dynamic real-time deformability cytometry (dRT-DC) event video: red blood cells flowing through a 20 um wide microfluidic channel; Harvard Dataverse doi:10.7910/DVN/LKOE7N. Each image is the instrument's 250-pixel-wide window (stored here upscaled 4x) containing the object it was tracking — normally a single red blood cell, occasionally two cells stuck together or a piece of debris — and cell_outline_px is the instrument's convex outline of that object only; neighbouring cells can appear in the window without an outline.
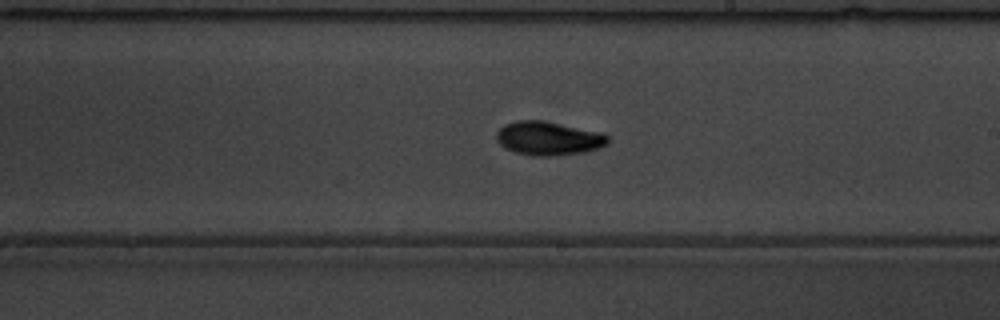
{"species": "common noctule bat (a hibernating species)", "species_latin": "Nyctalus noctula", "temperature_condition": "warm", "stored_images_in_passage": 39, "camera_frame_rate_fps": 3000, "um_per_image_px": 0.085, "animal": {"sex": "male", "body_mass_g": 19.5, "forearm_length_mm": 54.6}, "frame": {"image": 1, "passage_image": 23, "time_ms": 7.333, "image_size_px": [1000, 320], "cell_outline_px": [[608, 144], [584, 152], [552, 156], [532, 156], [516, 152], [504, 148], [496, 140], [496, 132], [504, 124], [516, 120], [540, 120], [604, 132], [608, 136]], "centroid_in_image_um": [46.6, 11.75], "position_along_channel_um": 242.4, "area_um2": 22.02}}
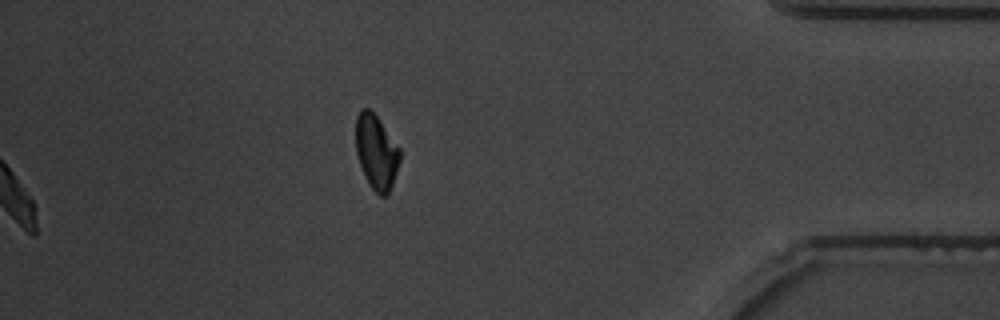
{"frame": {"image": 2, "passage_image": 39, "time_ms": 12.667, "image_size_px": [1000, 320], "cell_outline_px": [[400, 160], [388, 196], [380, 196], [372, 188], [360, 164], [356, 152], [356, 116], [360, 108], [368, 108], [380, 120], [400, 148]], "centroid_in_image_um": [31.99, 12.89], "position_along_channel_um": 403.2, "area_um2": 18.96}, "authors_computed_cell_mechanics": {"area_um2": 20.23, "velocity_mm_per_s": 3.69, "shape_relaxation_time_tau1_ms": 2.256, "shape_relaxation_time_tau2_ms": 5.6338, "deformation_change_tau1": 0.1177, "deformation_change_tau2": 0.0821}}